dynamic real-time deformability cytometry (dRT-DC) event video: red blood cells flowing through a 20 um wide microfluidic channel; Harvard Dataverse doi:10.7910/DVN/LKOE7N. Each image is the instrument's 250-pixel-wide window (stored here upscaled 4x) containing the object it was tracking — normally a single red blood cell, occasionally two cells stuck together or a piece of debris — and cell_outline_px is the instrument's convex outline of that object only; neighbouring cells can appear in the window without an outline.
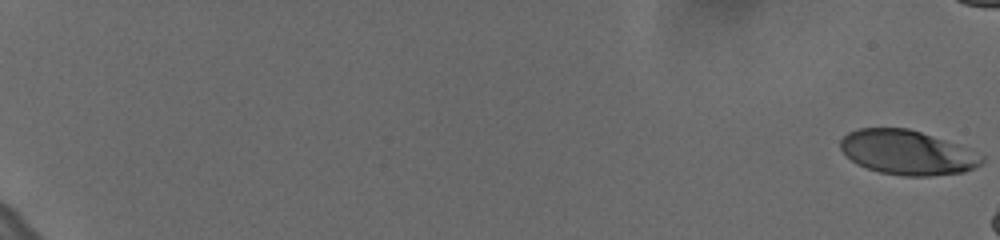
{"species": "human", "species_latin": "Homo sapiens", "temperature_condition": "cold", "stored_images_in_passage": 15, "camera_frame_rate_fps": 3000, "um_per_image_px": 0.085, "donor": {"sex": "female"}, "frame": {"image": 1, "passage_image": 1, "time_ms": 0.0, "image_size_px": [1000, 240], "cell_outline_px": [[984, 160], [976, 168], [964, 172], [928, 176], [904, 176], [880, 172], [856, 164], [840, 148], [840, 140], [848, 132], [856, 128], [908, 128], [968, 148], [984, 156]], "centroid_in_image_um": [77.12, 12.96], "position_along_channel_um": 7.9, "area_um2": 36.47}}